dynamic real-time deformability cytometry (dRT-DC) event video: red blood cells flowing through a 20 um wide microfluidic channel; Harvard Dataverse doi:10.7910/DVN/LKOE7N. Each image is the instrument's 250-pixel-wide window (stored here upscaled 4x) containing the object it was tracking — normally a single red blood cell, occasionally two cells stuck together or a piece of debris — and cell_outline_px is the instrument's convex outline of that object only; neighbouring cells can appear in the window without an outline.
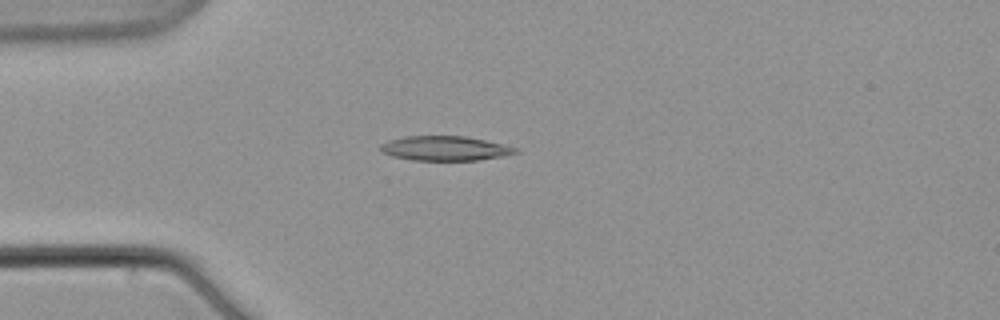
{"species": "common noctule bat (a hibernating species)", "species_latin": "Nyctalus noctula", "temperature_condition": "warm", "stored_images_in_passage": 7, "camera_frame_rate_fps": 3000, "um_per_image_px": 0.085, "animal": {"sex": "male", "body_mass_g": 21.5, "forearm_length_mm": 52.0}, "frame": {"image": 1, "passage_image": 5, "time_ms": 5.0, "image_size_px": [1000, 320], "cell_outline_px": [[520, 152], [500, 156], [476, 160], [412, 160], [392, 156], [380, 152], [380, 144], [388, 140], [404, 136], [464, 136], [484, 140], [516, 148]], "centroid_in_image_um": [37.74, 12.61], "position_along_channel_um": 47.3, "area_um2": 19.13}}
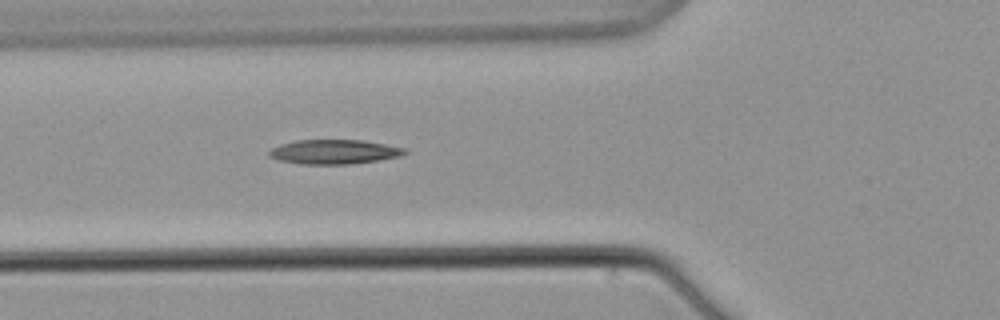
{"frame": {"image": 2, "passage_image": 7, "time_ms": 7.333, "image_size_px": [1000, 320], "cell_outline_px": [[408, 152], [400, 156], [380, 160], [352, 164], [304, 164], [280, 160], [268, 156], [268, 152], [272, 148], [280, 144], [296, 140], [364, 140], [404, 148]], "centroid_in_image_um": [28.4, 12.9], "position_along_channel_um": 97.4, "area_um2": 19.25}}